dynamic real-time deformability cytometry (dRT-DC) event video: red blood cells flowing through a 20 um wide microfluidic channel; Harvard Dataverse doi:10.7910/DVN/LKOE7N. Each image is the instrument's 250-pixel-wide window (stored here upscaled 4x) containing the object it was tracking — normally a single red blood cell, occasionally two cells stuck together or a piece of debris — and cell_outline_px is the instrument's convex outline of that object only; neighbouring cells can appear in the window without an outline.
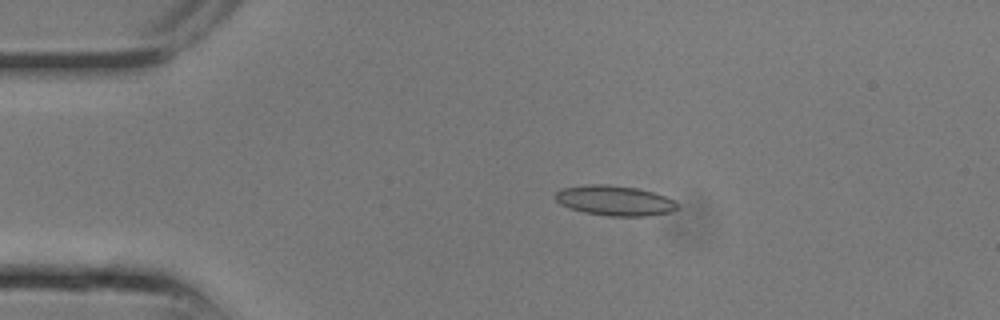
{"species": "common noctule bat (a hibernating species)", "species_latin": "Nyctalus noctula", "temperature_condition": "room temperature", "stored_images_in_passage": 13, "camera_frame_rate_fps": 3000, "um_per_image_px": 0.085, "animal": {"sex": "male", "body_mass_g": 13.3}, "frame": {"image": 1, "passage_image": 5, "time_ms": 1.333, "image_size_px": [1000, 320], "cell_outline_px": [[680, 208], [672, 212], [648, 216], [608, 216], [584, 212], [568, 208], [560, 204], [552, 196], [560, 188], [584, 184], [608, 184], [636, 188], [652, 192], [664, 196], [680, 204]], "centroid_in_image_um": [52.22, 17.05], "position_along_channel_um": 32.8, "area_um2": 21.73}}
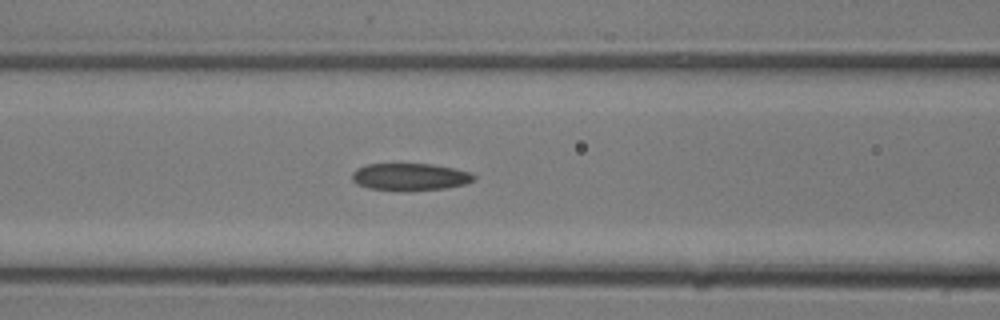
{"frame": {"image": 2, "passage_image": 10, "time_ms": 3.0, "image_size_px": [1000, 320], "cell_outline_px": [[476, 176], [472, 180], [464, 184], [448, 188], [368, 188], [356, 184], [352, 180], [352, 172], [356, 168], [368, 164], [432, 164], [452, 168], [468, 172]], "centroid_in_image_um": [34.81, 14.99], "position_along_channel_um": 131.8, "area_um2": 18.38}}
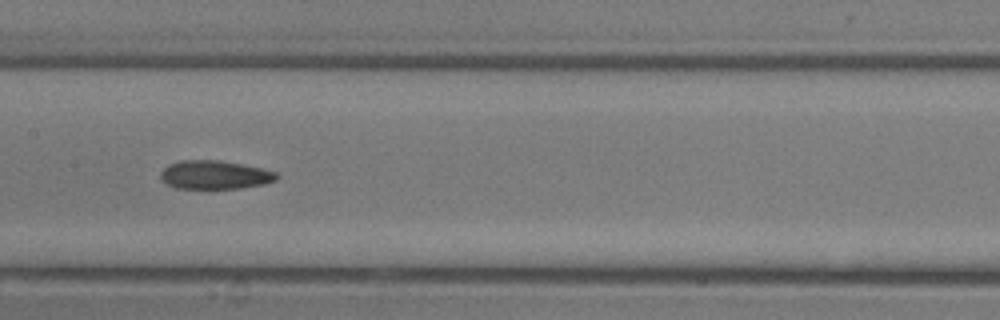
{"frame": {"image": 3, "passage_image": 12, "time_ms": 3.667, "image_size_px": [1000, 320], "cell_outline_px": [[280, 176], [276, 180], [264, 184], [240, 188], [176, 188], [160, 180], [160, 172], [168, 164], [180, 160], [220, 160], [260, 168], [276, 172]], "centroid_in_image_um": [18.23, 14.86], "position_along_channel_um": 189.2, "area_um2": 19.31}}